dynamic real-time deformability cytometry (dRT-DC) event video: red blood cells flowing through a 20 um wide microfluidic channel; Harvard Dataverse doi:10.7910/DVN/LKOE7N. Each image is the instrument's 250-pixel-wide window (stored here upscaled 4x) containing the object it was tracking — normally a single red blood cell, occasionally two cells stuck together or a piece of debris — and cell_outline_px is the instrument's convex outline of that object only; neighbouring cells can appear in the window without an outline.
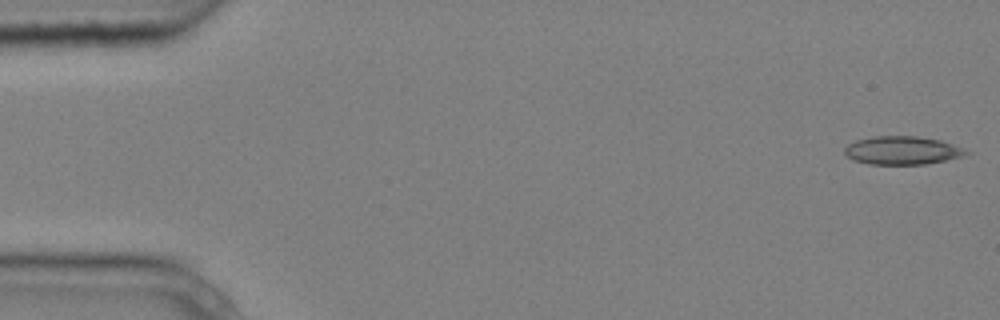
{"species": "common noctule bat (a hibernating species)", "species_latin": "Nyctalus noctula", "temperature_condition": "cold", "stored_images_in_passage": 5, "camera_frame_rate_fps": 3000, "um_per_image_px": 0.085, "animal": {"sex": "male", "body_mass_g": 20.4}, "frame": {"image": 1, "passage_image": 1, "time_ms": 0.0, "image_size_px": [1000, 320], "cell_outline_px": [[972, 152], [964, 156], [924, 164], [868, 164], [852, 160], [844, 152], [844, 148], [848, 144], [856, 140], [876, 136], [916, 136], [940, 140]], "centroid_in_image_um": [76.67, 12.78], "position_along_channel_um": 8.3, "area_um2": 19.88}}
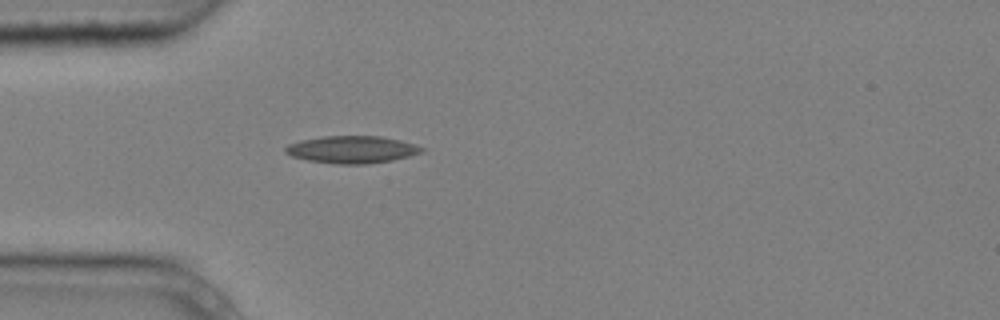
{"frame": {"image": 2, "passage_image": 5, "time_ms": 1.333, "image_size_px": [1000, 320], "cell_outline_px": [[424, 152], [392, 160], [364, 164], [336, 164], [308, 160], [292, 156], [284, 152], [284, 148], [288, 144], [300, 140], [324, 136], [380, 136], [400, 140], [416, 144], [424, 148]], "centroid_in_image_um": [29.91, 12.7], "position_along_channel_um": 55.1, "area_um2": 21.68}}